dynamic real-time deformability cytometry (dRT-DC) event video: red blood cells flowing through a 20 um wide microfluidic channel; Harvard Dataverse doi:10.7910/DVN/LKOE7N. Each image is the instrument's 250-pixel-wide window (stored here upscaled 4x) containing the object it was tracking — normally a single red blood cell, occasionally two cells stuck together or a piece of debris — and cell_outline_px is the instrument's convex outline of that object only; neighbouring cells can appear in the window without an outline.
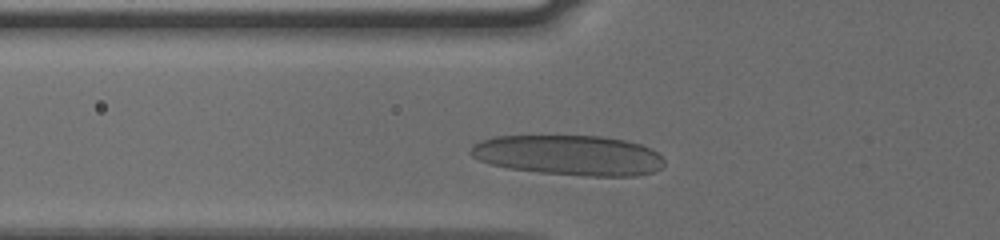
{"species": "human", "species_latin": "Homo sapiens", "temperature_condition": "cold", "stored_images_in_passage": 32, "camera_frame_rate_fps": 3000, "um_per_image_px": 0.085, "donor": {"sex": "male"}, "frame": {"image": 1, "passage_image": 6, "time_ms": 1.667, "image_size_px": [1000, 240], "cell_outline_px": [[664, 164], [660, 168], [652, 172], [636, 176], [584, 176], [540, 172], [508, 168], [492, 164], [480, 160], [472, 156], [468, 152], [472, 144], [480, 140], [496, 136], [604, 136], [624, 140], [640, 144], [652, 148], [664, 160]], "centroid_in_image_um": [48.35, 13.19], "position_along_channel_um": 77.5, "area_um2": 45.37}}
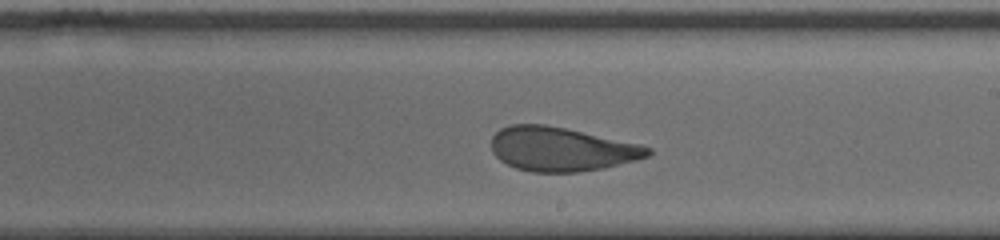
{"frame": {"image": 2, "passage_image": 19, "time_ms": 6.0, "image_size_px": [1000, 240], "cell_outline_px": [[652, 152], [648, 156], [636, 160], [604, 168], [576, 172], [532, 172], [516, 168], [500, 160], [492, 152], [492, 136], [500, 128], [512, 124], [544, 124], [564, 128], [640, 144], [652, 148]], "centroid_in_image_um": [47.71, 12.68], "position_along_channel_um": 241.3, "area_um2": 40.0}}
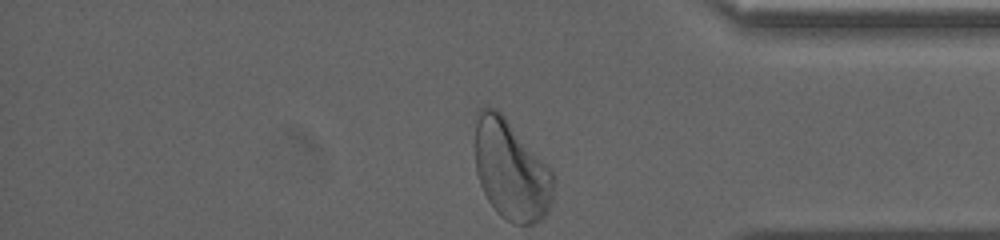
{"frame": {"image": 3, "passage_image": 32, "time_ms": 10.333, "image_size_px": [1000, 240], "cell_outline_px": [[556, 180], [552, 204], [548, 212], [540, 220], [532, 224], [512, 224], [500, 216], [496, 212], [488, 200], [480, 184], [476, 172], [476, 108], [496, 108], [504, 116], [556, 176]], "centroid_in_image_um": [43.46, 14.5], "position_along_channel_um": 391.7, "area_um2": 45.72}, "authors_computed_cell_mechanics": {"area_um2": 41.4715, "velocity_mm_per_s": 3.7674, "shape_relaxation_time_tau1_ms": 4.9019, "shape_relaxation_time_tau2_ms": 0.9116, "deformation_change_tau1": 0.1729, "deformation_change_tau2": 0.0801}}